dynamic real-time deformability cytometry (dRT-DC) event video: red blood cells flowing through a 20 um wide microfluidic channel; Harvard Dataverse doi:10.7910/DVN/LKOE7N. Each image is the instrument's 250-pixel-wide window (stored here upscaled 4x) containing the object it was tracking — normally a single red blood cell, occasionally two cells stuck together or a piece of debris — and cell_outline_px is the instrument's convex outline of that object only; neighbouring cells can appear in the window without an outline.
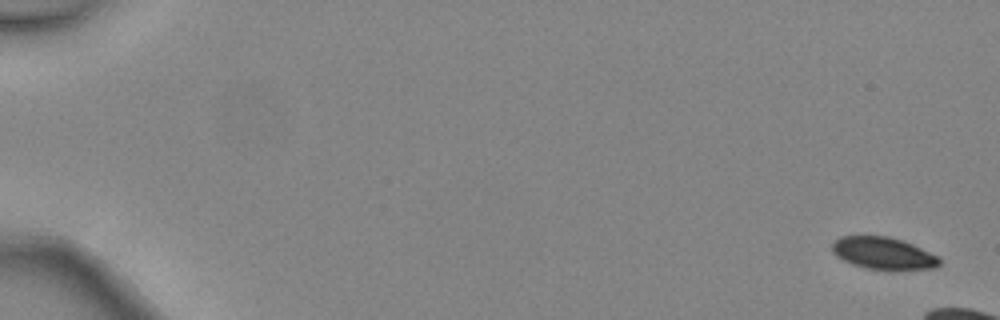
{"species": "common noctule bat (a hibernating species)", "species_latin": "Nyctalus noctula", "temperature_condition": "warm", "stored_images_in_passage": 5, "camera_frame_rate_fps": 3000, "um_per_image_px": 0.085, "animal": {"sex": "female", "body_mass_g": 24.6, "forearm_length_mm": 56.2}, "frame": {"image": 1, "passage_image": 1, "time_ms": 0.0, "image_size_px": [1000, 320], "cell_outline_px": [[940, 264], [932, 268], [864, 268], [852, 264], [836, 256], [832, 252], [832, 244], [840, 236], [888, 236], [904, 240], [940, 256]], "centroid_in_image_um": [75.07, 21.49], "position_along_channel_um": 9.9, "area_um2": 19.77}}
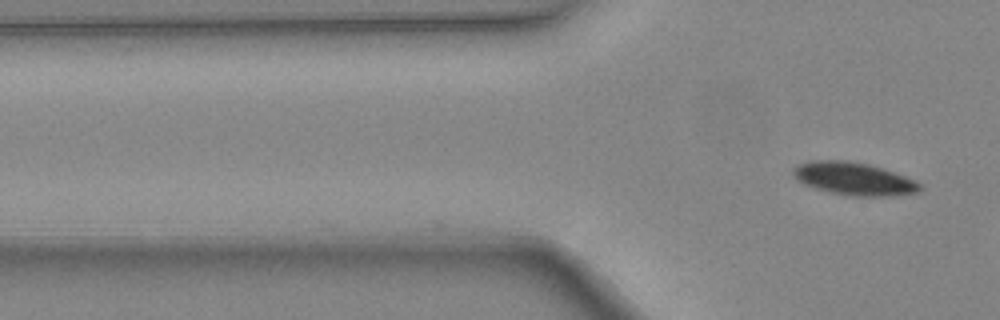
{"frame": {"image": 2, "passage_image": 5, "time_ms": 1.333, "image_size_px": [1000, 320], "cell_outline_px": [[920, 192], [896, 196], [852, 196], [832, 192], [816, 188], [804, 184], [796, 180], [792, 172], [792, 168], [800, 164], [812, 160], [844, 160], [868, 164], [904, 176], [920, 184]], "centroid_in_image_um": [72.55, 15.2], "position_along_channel_um": 53.3, "area_um2": 23.93}}